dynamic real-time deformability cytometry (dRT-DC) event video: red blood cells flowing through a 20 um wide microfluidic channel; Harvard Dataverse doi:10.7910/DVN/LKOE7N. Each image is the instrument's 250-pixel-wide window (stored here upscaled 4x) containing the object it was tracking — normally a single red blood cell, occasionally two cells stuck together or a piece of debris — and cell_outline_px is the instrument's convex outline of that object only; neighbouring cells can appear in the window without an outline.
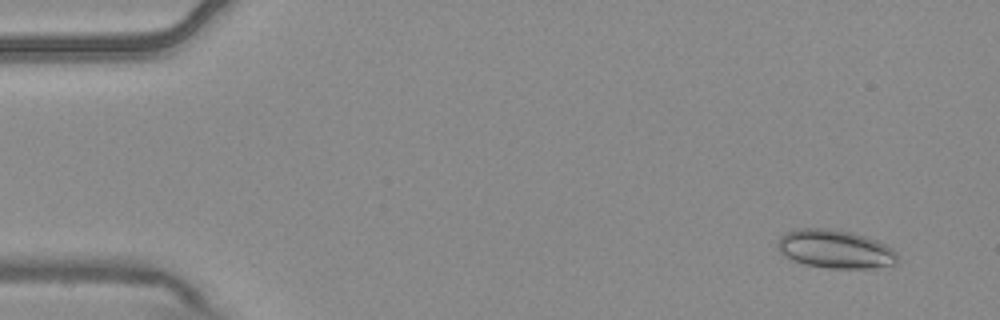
{"species": "common noctule bat (a hibernating species)", "species_latin": "Nyctalus noctula", "temperature_condition": "warm", "stored_images_in_passage": 4, "camera_frame_rate_fps": 3000, "um_per_image_px": 0.085, "animal": {"sex": "male", "body_mass_g": 20.4}, "frame": {"image": 1, "passage_image": 1, "time_ms": 0.0, "image_size_px": [1000, 320], "cell_outline_px": [[900, 256], [896, 264], [872, 268], [828, 268], [804, 264], [792, 260], [780, 252], [776, 248], [776, 244], [780, 236], [784, 232], [796, 228], [828, 228], [852, 232], [876, 240], [892, 248]], "centroid_in_image_um": [70.97, 21.16], "position_along_channel_um": 14.0, "area_um2": 27.17}}